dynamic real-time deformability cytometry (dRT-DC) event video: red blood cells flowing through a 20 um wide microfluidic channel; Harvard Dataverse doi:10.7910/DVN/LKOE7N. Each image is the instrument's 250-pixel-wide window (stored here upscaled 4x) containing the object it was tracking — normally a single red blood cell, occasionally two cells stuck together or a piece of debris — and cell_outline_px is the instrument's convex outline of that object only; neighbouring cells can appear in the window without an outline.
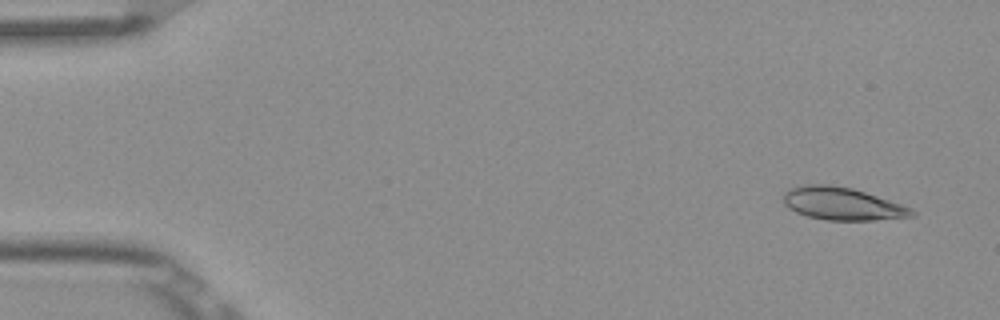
{"species": "Egyptian fruit bat (a non-hibernating species)", "species_latin": "Rousettus aegyptiacus", "temperature_condition": "room temperature", "stored_images_in_passage": 6, "camera_frame_rate_fps": 3000, "um_per_image_px": 0.085, "frame": {"image": 1, "passage_image": 1, "time_ms": 0.0, "image_size_px": [1000, 320], "cell_outline_px": [[916, 216], [876, 220], [824, 220], [808, 216], [796, 212], [788, 208], [784, 204], [784, 192], [788, 188], [804, 184], [832, 184], [852, 188], [912, 208], [916, 212]], "centroid_in_image_um": [71.57, 17.31], "position_along_channel_um": 13.4, "area_um2": 24.51}}
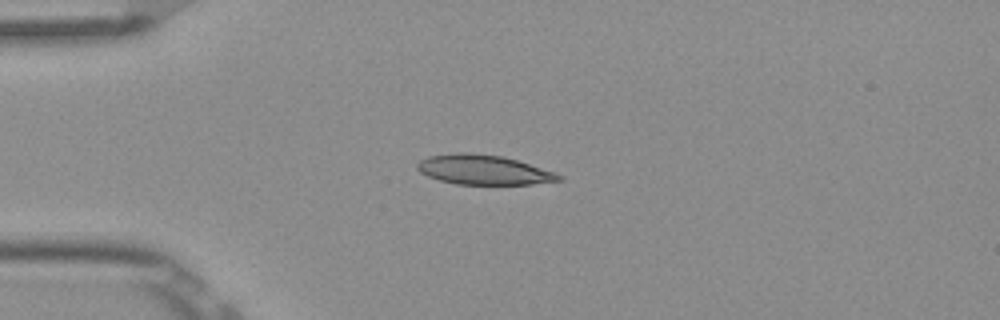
{"frame": {"image": 2, "passage_image": 4, "time_ms": 1.0, "image_size_px": [1000, 320], "cell_outline_px": [[564, 180], [532, 184], [456, 184], [440, 180], [428, 176], [420, 172], [416, 168], [416, 164], [420, 160], [428, 156], [456, 152], [472, 152], [500, 156], [516, 160], [556, 172], [564, 176]], "centroid_in_image_um": [41.11, 14.43], "position_along_channel_um": 43.9, "area_um2": 24.57}}
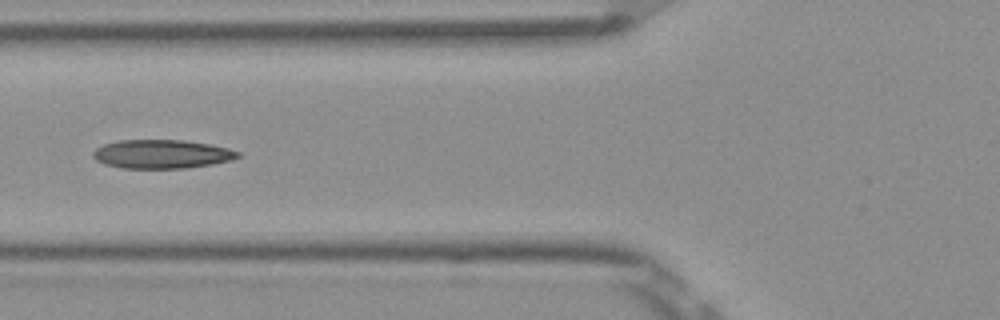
{"frame": {"image": 3, "passage_image": 6, "time_ms": 1.667, "image_size_px": [1000, 320], "cell_outline_px": [[240, 156], [228, 160], [212, 164], [184, 168], [124, 168], [104, 164], [96, 160], [92, 156], [92, 152], [96, 148], [104, 144], [120, 140], [184, 140], [208, 144], [228, 148], [240, 152]], "centroid_in_image_um": [13.71, 13.09], "position_along_channel_um": 112.1, "area_um2": 24.1}}